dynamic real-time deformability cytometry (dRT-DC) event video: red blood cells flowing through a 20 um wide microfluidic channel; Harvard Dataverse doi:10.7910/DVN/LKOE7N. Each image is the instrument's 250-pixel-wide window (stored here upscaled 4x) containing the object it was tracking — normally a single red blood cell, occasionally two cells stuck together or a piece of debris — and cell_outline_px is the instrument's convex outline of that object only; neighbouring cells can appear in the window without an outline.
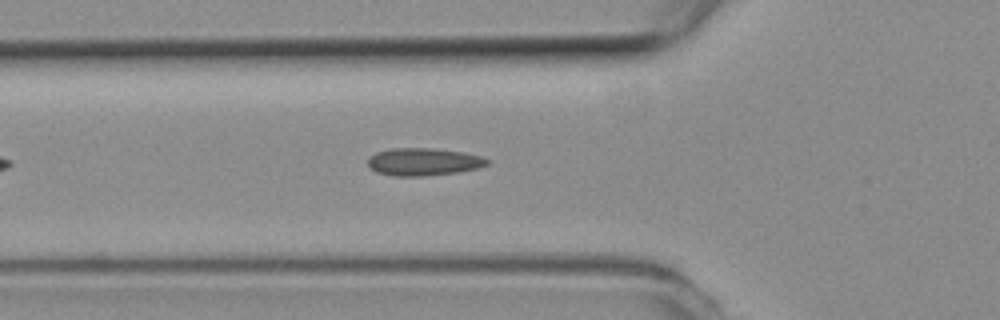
{"species": "common noctule bat (a hibernating species)", "species_latin": "Nyctalus noctula", "temperature_condition": "room temperature", "stored_images_in_passage": 29, "camera_frame_rate_fps": 3000, "um_per_image_px": 0.085, "animal": {"sex": "female", "body_mass_g": 19.3, "forearm_length_mm": 54.1}, "frame": {"image": 1, "passage_image": 9, "time_ms": 2.667, "image_size_px": [1000, 320], "cell_outline_px": [[492, 164], [460, 172], [424, 176], [392, 176], [376, 172], [368, 164], [368, 156], [376, 152], [392, 148], [432, 148], [464, 152], [484, 156], [492, 160]], "centroid_in_image_um": [36.06, 13.75], "position_along_channel_um": 89.7, "area_um2": 19.54}}
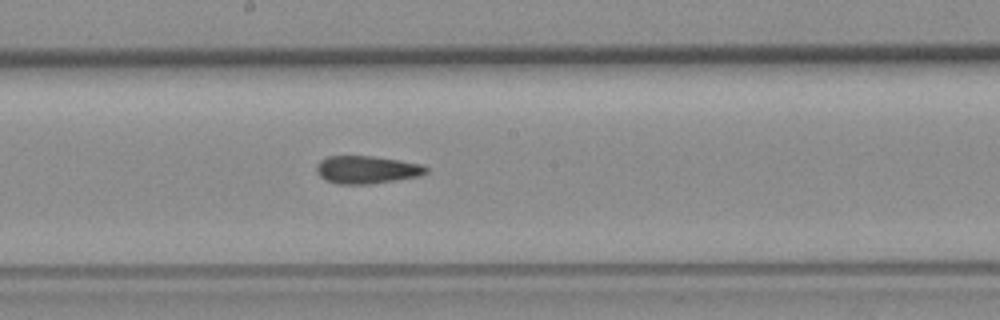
{"frame": {"image": 2, "passage_image": 19, "time_ms": 6.0, "image_size_px": [1000, 320], "cell_outline_px": [[428, 172], [420, 176], [396, 180], [368, 184], [336, 184], [324, 180], [316, 172], [316, 164], [320, 160], [328, 156], [372, 156], [400, 160], [424, 164], [428, 168]], "centroid_in_image_um": [31.18, 14.42], "position_along_channel_um": 217.0, "area_um2": 17.98}}
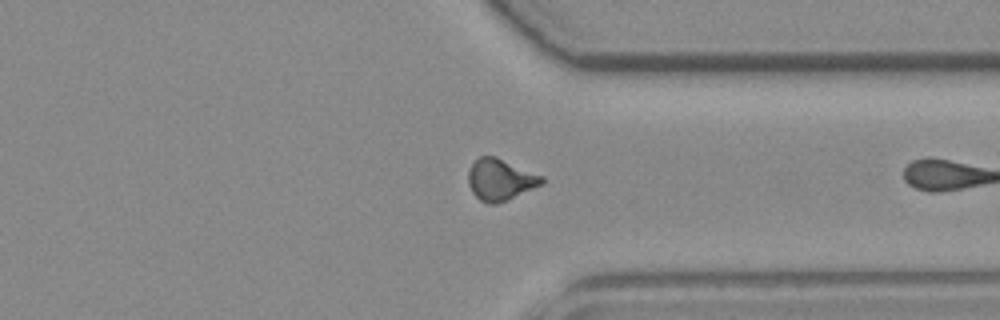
{"frame": {"image": 3, "passage_image": 28, "time_ms": 9.0, "image_size_px": [1000, 320], "cell_outline_px": [[544, 184], [508, 200], [496, 204], [488, 204], [480, 200], [472, 192], [468, 184], [468, 172], [472, 164], [480, 156], [496, 156], [544, 176]], "centroid_in_image_um": [42.55, 15.28], "position_along_channel_um": 368.9, "area_um2": 17.98}}